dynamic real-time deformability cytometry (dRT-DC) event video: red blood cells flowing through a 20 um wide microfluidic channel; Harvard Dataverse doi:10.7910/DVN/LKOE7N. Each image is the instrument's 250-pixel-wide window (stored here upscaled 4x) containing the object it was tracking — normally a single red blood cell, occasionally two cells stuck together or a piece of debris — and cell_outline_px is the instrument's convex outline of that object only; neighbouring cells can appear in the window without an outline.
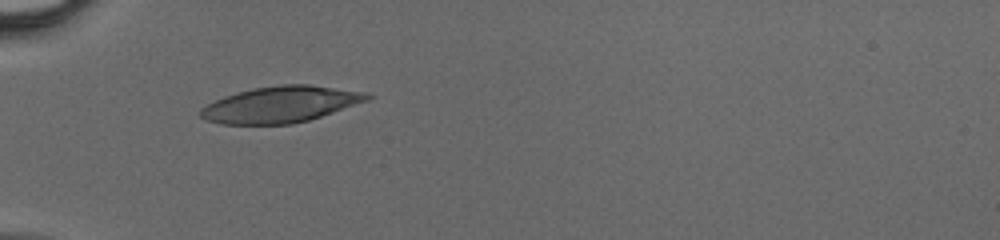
{"species": "human", "species_latin": "Homo sapiens", "temperature_condition": "cold", "stored_images_in_passage": 31, "camera_frame_rate_fps": 3000, "um_per_image_px": 0.085, "donor": {"sex": "male"}, "frame": {"image": 1, "passage_image": 1, "time_ms": 0.0, "image_size_px": [1000, 240], "cell_outline_px": [[372, 96], [368, 100], [308, 120], [292, 124], [220, 124], [208, 120], [200, 116], [200, 108], [224, 96], [236, 92], [252, 88], [280, 84], [308, 84], [364, 92]], "centroid_in_image_um": [23.81, 8.87], "position_along_channel_um": 61.2, "area_um2": 34.85}}
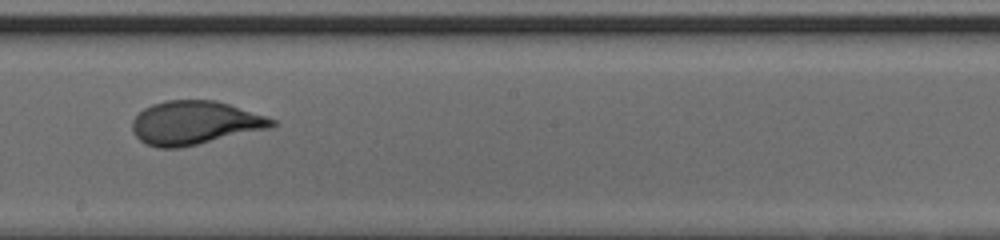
{"frame": {"image": 2, "passage_image": 13, "time_ms": 4.0, "image_size_px": [1000, 240], "cell_outline_px": [[276, 124], [272, 128], [180, 148], [156, 148], [144, 144], [132, 132], [132, 120], [144, 108], [152, 104], [164, 100], [216, 100], [276, 120]], "centroid_in_image_um": [16.52, 10.45], "position_along_channel_um": 231.7, "area_um2": 35.55}}
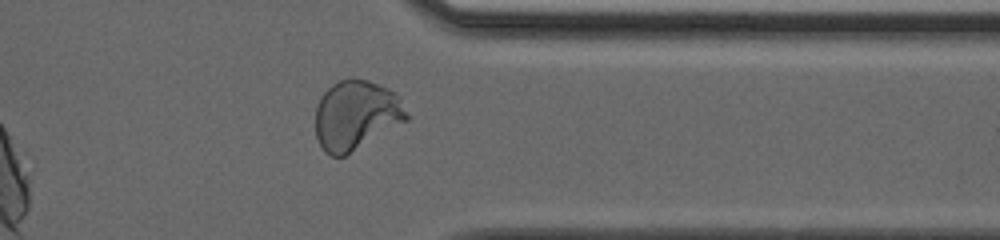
{"frame": {"image": 3, "passage_image": 23, "time_ms": 7.333, "image_size_px": [1000, 240], "cell_outline_px": [[408, 120], [344, 156], [332, 156], [324, 152], [316, 136], [316, 104], [320, 96], [332, 84], [340, 80], [352, 76], [368, 80], [388, 88], [400, 96], [408, 116]], "centroid_in_image_um": [30.26, 9.76], "position_along_channel_um": 381.1, "area_um2": 37.11}}